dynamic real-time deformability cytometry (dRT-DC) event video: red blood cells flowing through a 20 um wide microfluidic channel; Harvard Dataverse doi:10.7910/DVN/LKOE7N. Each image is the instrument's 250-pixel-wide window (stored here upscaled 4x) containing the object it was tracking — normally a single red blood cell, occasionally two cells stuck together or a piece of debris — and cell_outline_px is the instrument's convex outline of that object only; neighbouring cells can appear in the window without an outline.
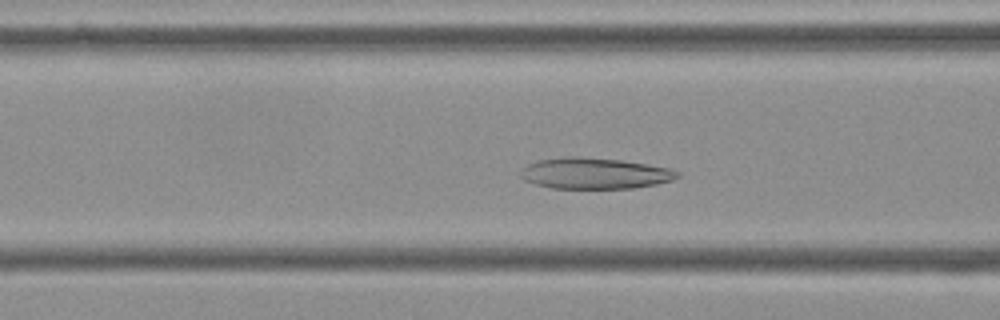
{"species": "Egyptian fruit bat (a non-hibernating species)", "species_latin": "Rousettus aegyptiacus", "temperature_condition": "cold", "stored_images_in_passage": 51, "camera_frame_rate_fps": 3000, "um_per_image_px": 0.085, "frame": {"image": 1, "passage_image": 17, "time_ms": 5.333, "image_size_px": [1000, 320], "cell_outline_px": [[680, 176], [672, 180], [656, 184], [636, 188], [552, 188], [536, 184], [524, 180], [520, 176], [520, 168], [536, 160], [568, 156], [576, 156], [624, 160], [668, 168], [680, 172]], "centroid_in_image_um": [50.52, 14.73], "position_along_channel_um": 116.1, "area_um2": 28.55}}
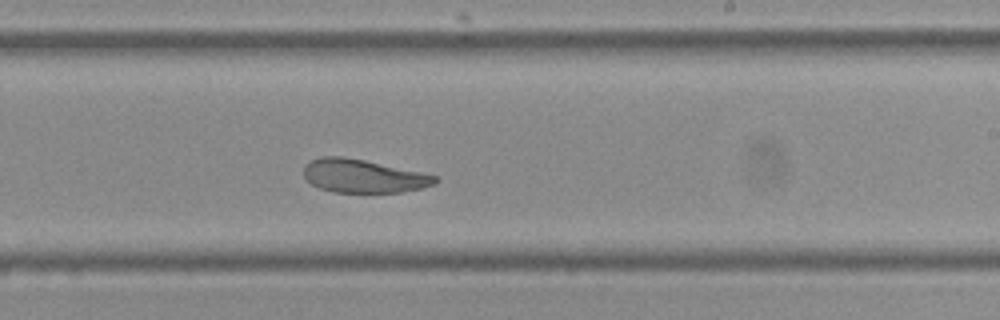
{"frame": {"image": 2, "passage_image": 29, "time_ms": 9.333, "image_size_px": [1000, 320], "cell_outline_px": [[440, 180], [436, 184], [420, 188], [400, 192], [332, 192], [320, 188], [312, 184], [304, 176], [304, 164], [308, 160], [320, 156], [340, 156], [364, 160], [420, 172], [436, 176]], "centroid_in_image_um": [30.84, 14.96], "position_along_channel_um": 258.2, "area_um2": 25.43}}
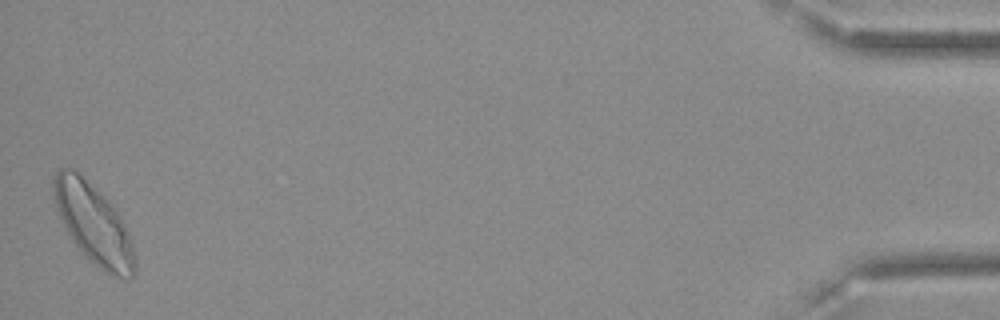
{"frame": {"image": 3, "passage_image": 51, "time_ms": 16.667, "image_size_px": [1000, 320], "cell_outline_px": [[136, 268], [132, 276], [112, 276], [104, 272], [72, 240], [56, 208], [52, 196], [52, 180], [56, 172], [60, 168], [72, 168], [116, 212], [132, 244], [136, 264]], "centroid_in_image_um": [7.89, 19.04], "position_along_channel_um": 427.3, "area_um2": 35.84}, "authors_computed_cell_mechanics": {"area_um2": 28.8422, "velocity_mm_per_s": 3.5579, "shape_relaxation_time_tau1_ms": 7.1684, "shape_relaxation_time_tau2_ms": 2.3085, "deformation_change_tau1": 0.1578, "deformation_change_tau2": 0.0713}}